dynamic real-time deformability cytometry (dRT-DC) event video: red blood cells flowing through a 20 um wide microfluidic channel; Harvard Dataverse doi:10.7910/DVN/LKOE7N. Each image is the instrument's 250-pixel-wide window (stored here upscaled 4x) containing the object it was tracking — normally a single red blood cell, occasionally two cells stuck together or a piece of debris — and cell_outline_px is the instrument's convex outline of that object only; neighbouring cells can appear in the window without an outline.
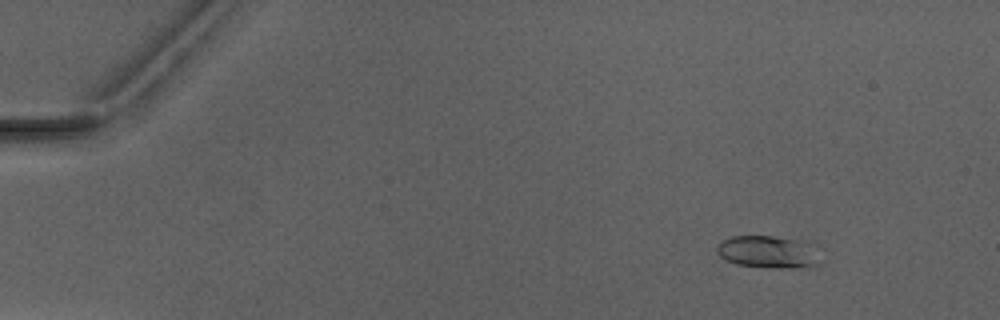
{"species": "Egyptian fruit bat (a non-hibernating species)", "species_latin": "Rousettus aegyptiacus", "temperature_condition": "warm", "stored_images_in_passage": 5, "camera_frame_rate_fps": 3000, "um_per_image_px": 0.085, "animal": {"sex": "male"}, "frame": {"image": 1, "passage_image": 1, "time_ms": 0.0, "image_size_px": [1000, 320], "cell_outline_px": [[820, 264], [816, 268], [780, 268], [736, 264], [720, 256], [716, 252], [716, 248], [720, 240], [732, 236], [772, 236], [800, 240]], "centroid_in_image_um": [65.16, 21.43], "position_along_channel_um": 19.8, "area_um2": 18.9}}
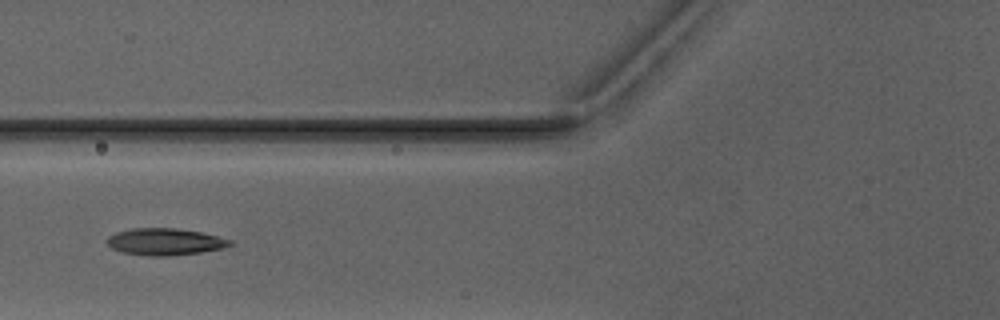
{"frame": {"image": 2, "passage_image": 5, "time_ms": 5.0, "image_size_px": [1000, 320], "cell_outline_px": [[232, 244], [224, 248], [200, 252], [168, 256], [152, 256], [120, 252], [112, 248], [104, 240], [108, 236], [116, 232], [132, 228], [176, 228], [200, 232], [232, 240]], "centroid_in_image_um": [13.98, 20.54], "position_along_channel_um": 111.8, "area_um2": 19.25}}